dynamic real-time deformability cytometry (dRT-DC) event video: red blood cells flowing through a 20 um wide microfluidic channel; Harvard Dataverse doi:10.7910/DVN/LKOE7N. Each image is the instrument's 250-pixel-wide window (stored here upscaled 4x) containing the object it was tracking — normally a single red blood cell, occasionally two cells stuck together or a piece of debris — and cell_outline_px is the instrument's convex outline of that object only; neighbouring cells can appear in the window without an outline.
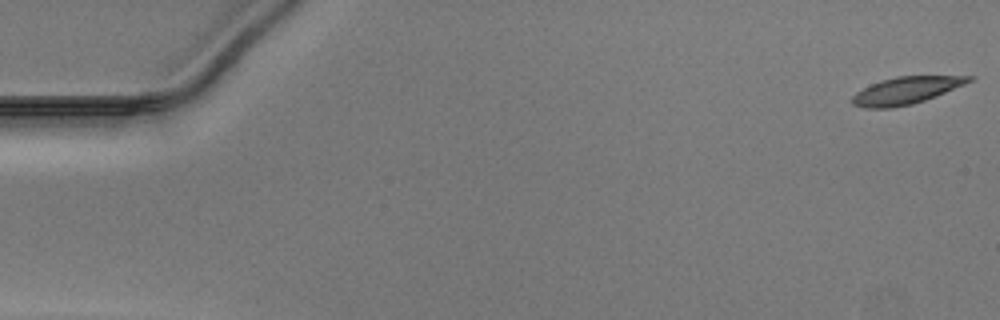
{"species": "Egyptian fruit bat (a non-hibernating species)", "species_latin": "Rousettus aegyptiacus", "temperature_condition": "warm", "stored_images_in_passage": 47, "camera_frame_rate_fps": 3000, "um_per_image_px": 0.085, "animal": {"sex": "male"}, "frame": {"image": 1, "passage_image": 1, "time_ms": 0.0, "image_size_px": [1000, 320], "cell_outline_px": [[976, 76], [972, 80], [964, 84], [936, 96], [912, 104], [892, 108], [864, 108], [852, 104], [852, 96], [856, 92], [880, 80], [896, 76]], "centroid_in_image_um": [76.98, 7.69], "position_along_channel_um": 8.0, "area_um2": 18.32}}
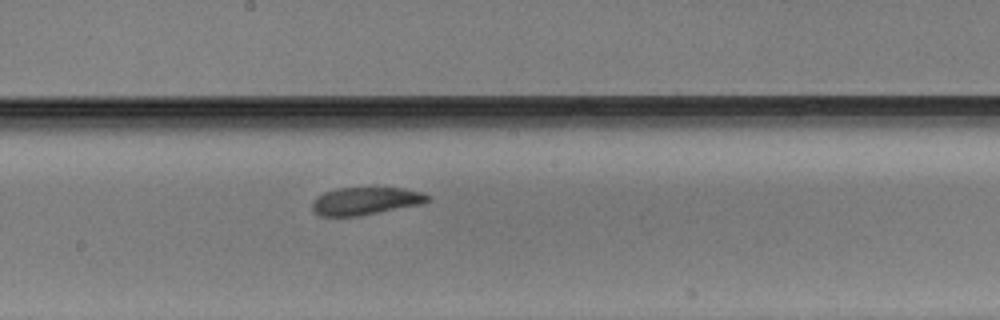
{"frame": {"image": 2, "passage_image": 28, "time_ms": 9.0, "image_size_px": [1000, 320], "cell_outline_px": [[432, 196], [424, 204], [360, 216], [320, 216], [312, 208], [312, 204], [316, 196], [324, 192], [336, 188], [404, 188], [420, 192]], "centroid_in_image_um": [31.09, 17.09], "position_along_channel_um": 217.1, "area_um2": 18.73}}
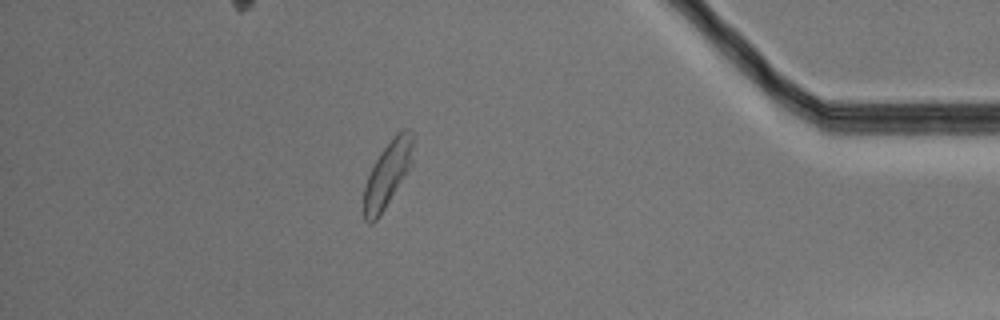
{"frame": {"image": 3, "passage_image": 45, "time_ms": 14.667, "image_size_px": [1000, 320], "cell_outline_px": [[412, 164], [384, 208], [376, 220], [372, 224], [368, 224], [364, 220], [364, 188], [368, 176], [380, 152], [396, 132], [404, 128], [408, 128], [412, 132]], "centroid_in_image_um": [32.93, 14.78], "position_along_channel_um": 402.3, "area_um2": 18.44}}